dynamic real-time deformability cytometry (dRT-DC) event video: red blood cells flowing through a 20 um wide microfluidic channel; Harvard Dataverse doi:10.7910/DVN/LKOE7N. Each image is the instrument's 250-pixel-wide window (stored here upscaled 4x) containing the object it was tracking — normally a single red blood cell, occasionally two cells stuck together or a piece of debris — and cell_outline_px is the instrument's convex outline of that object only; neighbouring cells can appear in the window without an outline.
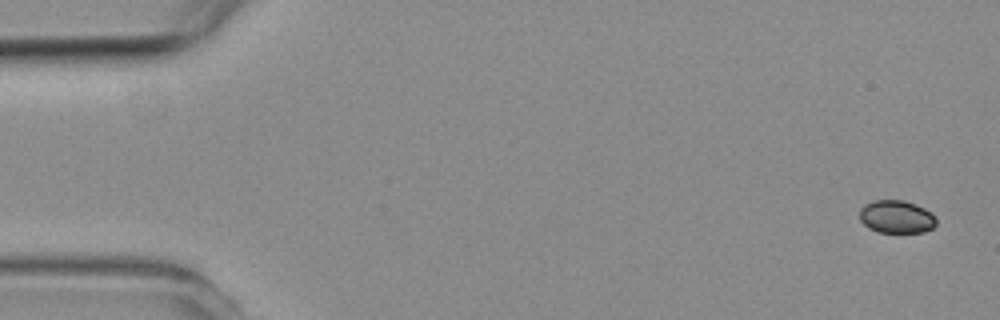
{"species": "common noctule bat (a hibernating species)", "species_latin": "Nyctalus noctula", "temperature_condition": "room temperature", "stored_images_in_passage": 7, "camera_frame_rate_fps": 3000, "um_per_image_px": 0.085, "animal": {"sex": "female", "body_mass_g": 19.3, "forearm_length_mm": 54.1}, "frame": {"image": 1, "passage_image": 1, "time_ms": 0.0, "image_size_px": [1000, 320], "cell_outline_px": [[936, 224], [932, 228], [924, 232], [880, 232], [868, 228], [860, 220], [860, 208], [864, 204], [872, 200], [904, 200], [916, 204], [932, 212], [936, 220]], "centroid_in_image_um": [76.19, 18.41], "position_along_channel_um": 8.8, "area_um2": 14.8}}
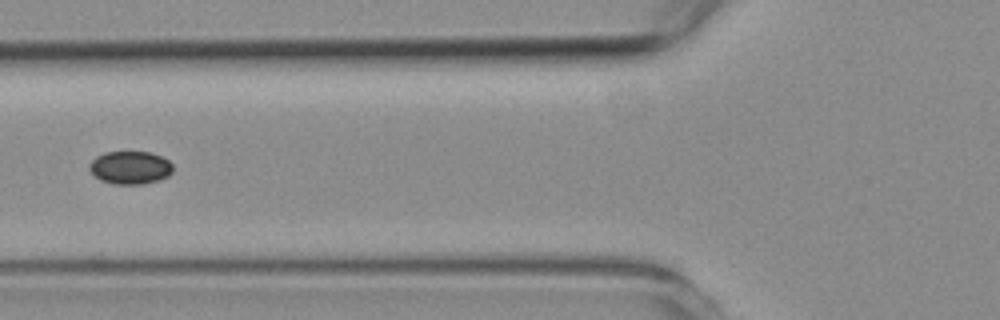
{"frame": {"image": 2, "passage_image": 6, "time_ms": 6.0, "image_size_px": [1000, 320], "cell_outline_px": [[172, 172], [168, 176], [160, 180], [144, 184], [112, 184], [100, 180], [88, 168], [88, 164], [96, 156], [104, 152], [152, 152], [168, 160], [172, 164]], "centroid_in_image_um": [11.06, 14.25], "position_along_channel_um": 114.7, "area_um2": 16.18}}
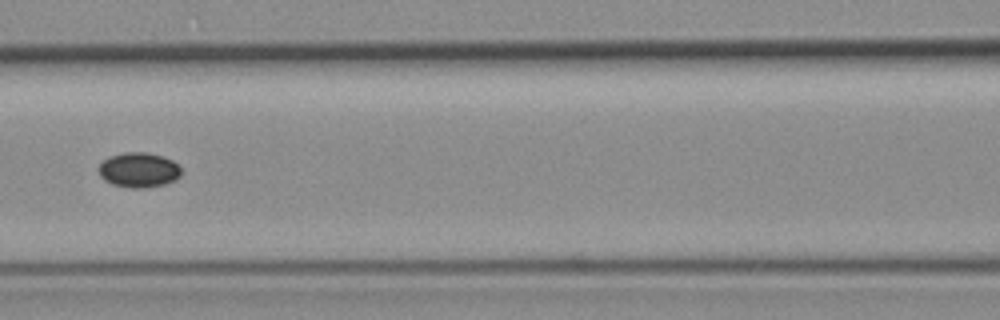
{"frame": {"image": 3, "passage_image": 7, "time_ms": 7.0, "image_size_px": [1000, 320], "cell_outline_px": [[180, 176], [176, 180], [164, 184], [144, 188], [132, 188], [112, 184], [104, 180], [100, 176], [96, 168], [108, 156], [124, 152], [144, 152], [160, 156], [172, 160], [180, 168]], "centroid_in_image_um": [11.75, 14.45], "position_along_channel_um": 154.9, "area_um2": 16.82}}